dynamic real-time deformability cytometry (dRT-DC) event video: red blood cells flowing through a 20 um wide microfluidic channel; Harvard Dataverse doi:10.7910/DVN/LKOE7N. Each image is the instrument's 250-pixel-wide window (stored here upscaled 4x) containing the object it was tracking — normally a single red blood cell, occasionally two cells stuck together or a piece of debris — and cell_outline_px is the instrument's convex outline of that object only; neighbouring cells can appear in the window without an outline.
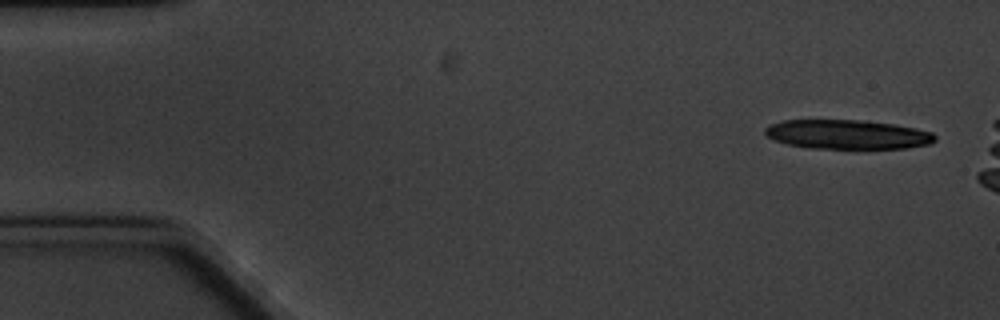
{"species": "common noctule bat (a hibernating species)", "species_latin": "Nyctalus noctula", "temperature_condition": "cold", "stored_images_in_passage": 5, "camera_frame_rate_fps": 3000, "um_per_image_px": 0.085, "animal": {"sex": "male", "body_mass_g": 20.1, "forearm_length_mm": 53.5}, "frame": {"image": 1, "passage_image": 1, "time_ms": 0.0, "image_size_px": [1000, 320], "cell_outline_px": [[936, 140], [928, 144], [908, 148], [812, 148], [788, 144], [776, 140], [768, 136], [764, 132], [764, 128], [768, 124], [784, 120], [864, 120], [896, 124], [916, 128], [932, 132], [936, 136]], "centroid_in_image_um": [72.05, 11.41], "position_along_channel_um": 13.0, "area_um2": 29.02}}